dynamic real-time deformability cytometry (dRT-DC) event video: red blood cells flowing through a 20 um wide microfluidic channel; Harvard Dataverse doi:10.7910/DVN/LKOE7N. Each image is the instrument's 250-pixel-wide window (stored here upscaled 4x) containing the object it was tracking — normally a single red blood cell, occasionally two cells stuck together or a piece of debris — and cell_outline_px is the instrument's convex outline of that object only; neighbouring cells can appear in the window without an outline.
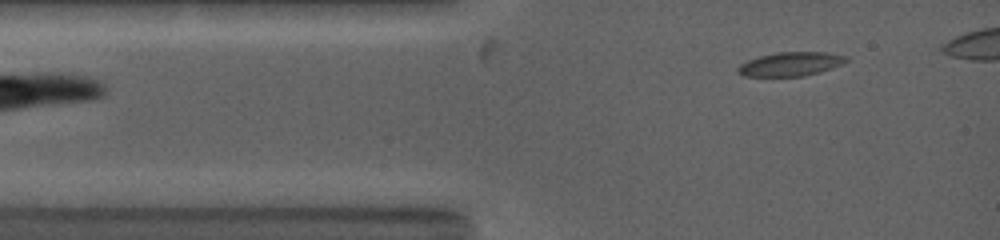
{"species": "common noctule bat (a hibernating species)", "species_latin": "Nyctalus noctula", "temperature_condition": "warm", "stored_images_in_passage": 32, "camera_frame_rate_fps": 5000, "um_per_image_px": 0.085, "animal": {"sex": "female", "body_mass_g": 19.0, "forearm_length_mm": 53.3}, "frame": {"image": 1, "passage_image": 2, "time_ms": 0.6, "image_size_px": [1000, 240], "cell_outline_px": [[848, 60], [832, 68], [820, 72], [804, 76], [744, 76], [736, 72], [736, 68], [740, 64], [748, 60], [760, 56], [776, 52], [828, 52], [848, 56]], "centroid_in_image_um": [67.19, 5.44], "position_along_channel_um": 17.8, "area_um2": 15.14}}
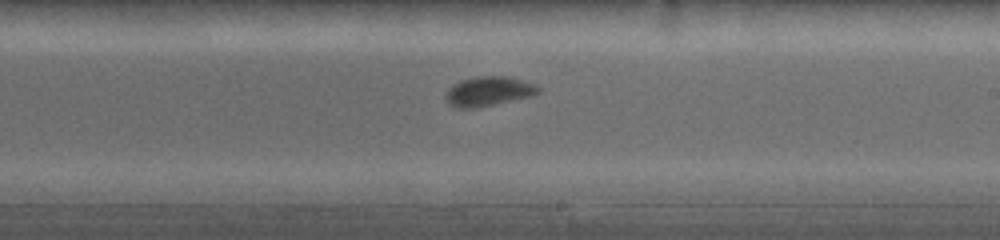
{"frame": {"image": 2, "passage_image": 17, "time_ms": 7.0, "image_size_px": [1000, 240], "cell_outline_px": [[540, 92], [532, 96], [472, 108], [460, 108], [448, 104], [444, 96], [448, 88], [460, 80], [480, 76], [508, 76], [536, 84], [540, 88]], "centroid_in_image_um": [41.52, 7.75], "position_along_channel_um": 247.5, "area_um2": 15.84}}
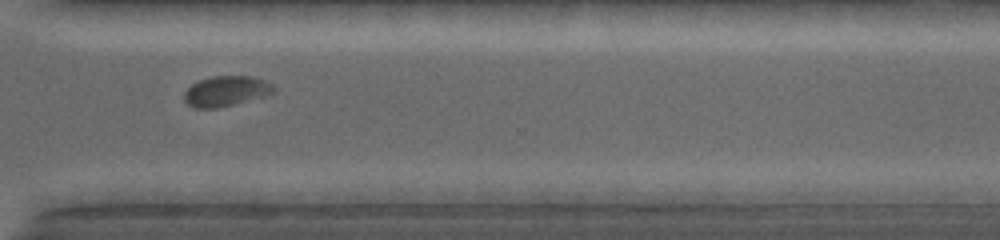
{"frame": {"image": 3, "passage_image": 25, "time_ms": 9.6, "image_size_px": [1000, 240], "cell_outline_px": [[276, 92], [268, 96], [216, 108], [192, 108], [184, 100], [184, 92], [192, 84], [200, 80], [212, 76], [252, 76], [264, 80], [272, 84], [276, 88]], "centroid_in_image_um": [19.25, 7.75], "position_along_channel_um": 351.3, "area_um2": 15.95}}